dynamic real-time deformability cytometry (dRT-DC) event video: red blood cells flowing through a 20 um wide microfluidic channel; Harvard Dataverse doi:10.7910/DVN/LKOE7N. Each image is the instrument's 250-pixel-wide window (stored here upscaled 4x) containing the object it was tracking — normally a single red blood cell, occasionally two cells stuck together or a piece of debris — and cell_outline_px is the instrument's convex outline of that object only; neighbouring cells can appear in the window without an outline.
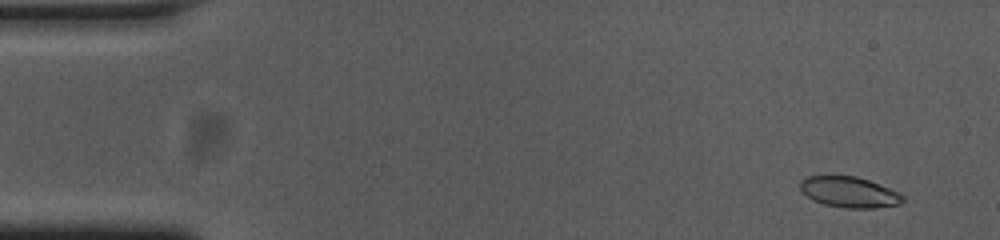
{"species": "common noctule bat (a hibernating species)", "species_latin": "Nyctalus noctula", "temperature_condition": "cold", "stored_images_in_passage": 54, "camera_frame_rate_fps": 3000, "um_per_image_px": 0.085, "animal": {"sex": "female", "body_mass_g": 23.0, "forearm_length_mm": 53.4}, "frame": {"image": 1, "passage_image": 3, "time_ms": 0.667, "image_size_px": [1000, 240], "cell_outline_px": [[904, 200], [900, 204], [876, 208], [844, 208], [824, 204], [812, 200], [800, 188], [800, 180], [808, 176], [856, 176], [868, 180], [900, 192], [904, 196]], "centroid_in_image_um": [72.21, 16.33], "position_along_channel_um": 12.8, "area_um2": 18.38}}
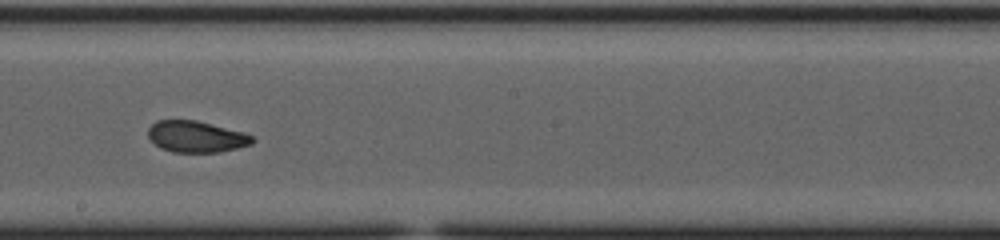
{"frame": {"image": 2, "passage_image": 30, "time_ms": 9.667, "image_size_px": [1000, 240], "cell_outline_px": [[256, 140], [252, 144], [220, 152], [172, 152], [160, 148], [148, 136], [148, 128], [156, 120], [196, 120], [244, 132], [252, 136]], "centroid_in_image_um": [16.68, 11.61], "position_along_channel_um": 231.5, "area_um2": 19.07}}
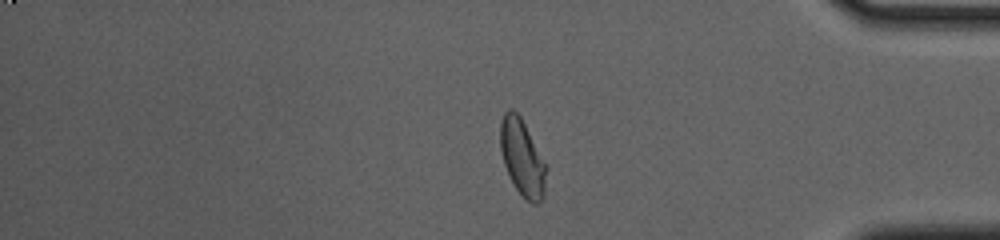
{"frame": {"image": 3, "passage_image": 45, "time_ms": 14.667, "image_size_px": [1000, 240], "cell_outline_px": [[548, 168], [544, 196], [536, 204], [532, 204], [516, 188], [504, 164], [500, 148], [500, 124], [504, 112], [508, 108], [512, 108], [520, 116]], "centroid_in_image_um": [44.4, 13.39], "position_along_channel_um": 390.8, "area_um2": 20.23}, "authors_computed_cell_mechanics": {"area_um2": 19.8254, "velocity_mm_per_s": 3.7021, "shape_relaxation_time_tau1_ms": 3.5009, "shape_relaxation_time_tau2_ms": 1.4392, "deformation_change_tau1": 0.1623, "deformation_change_tau2": 0.0704}}